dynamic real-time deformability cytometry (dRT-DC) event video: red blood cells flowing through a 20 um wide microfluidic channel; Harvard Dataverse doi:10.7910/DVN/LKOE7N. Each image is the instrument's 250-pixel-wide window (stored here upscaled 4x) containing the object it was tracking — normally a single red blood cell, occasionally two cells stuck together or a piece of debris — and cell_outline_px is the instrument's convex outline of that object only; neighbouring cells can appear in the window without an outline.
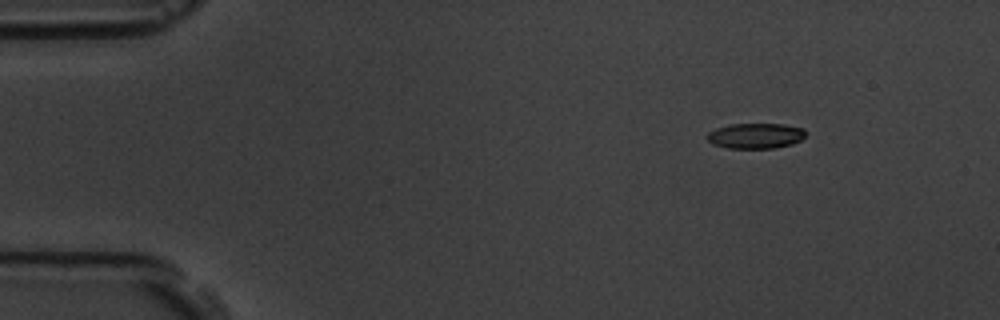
{"species": "common noctule bat (a hibernating species)", "species_latin": "Nyctalus noctula", "temperature_condition": "room temperature", "stored_images_in_passage": 6, "segment_of_instrument_passage": [2, 2], "camera_frame_rate_fps": 3000, "um_per_image_px": 0.085, "animal": {"sex": "male", "body_mass_g": 19.5, "forearm_length_mm": 54.6}, "frame": {"image": 1, "passage_image": 6, "time_ms": 6.667, "image_size_px": [1000, 320], "cell_outline_px": [[804, 136], [800, 140], [792, 144], [772, 148], [728, 148], [712, 144], [704, 136], [708, 132], [716, 128], [732, 124], [784, 124], [804, 128]], "centroid_in_image_um": [64.18, 11.54], "position_along_channel_um": 20.8, "area_um2": 14.57}}